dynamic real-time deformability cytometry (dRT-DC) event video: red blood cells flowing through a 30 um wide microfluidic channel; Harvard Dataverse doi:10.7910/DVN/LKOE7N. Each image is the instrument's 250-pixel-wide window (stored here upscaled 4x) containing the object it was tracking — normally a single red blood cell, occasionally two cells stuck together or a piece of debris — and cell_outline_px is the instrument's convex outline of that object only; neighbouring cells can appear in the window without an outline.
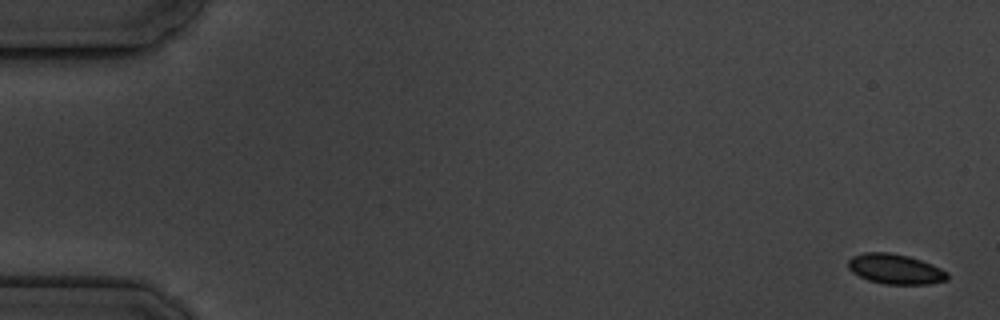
{"species": "common noctule bat (a hibernating species)", "species_latin": "Nyctalus noctula", "temperature_condition": "cold", "stored_images_in_passage": 6, "camera_frame_rate_fps": 3000, "um_per_image_px": 0.085, "animal": {"sex": "male", "body_mass_g": 19.5, "forearm_length_mm": 54.6}, "frame": {"image": 1, "passage_image": 1, "time_ms": 0.0, "image_size_px": [1000, 320], "cell_outline_px": [[948, 280], [928, 284], [884, 284], [868, 280], [852, 272], [848, 268], [848, 260], [852, 256], [864, 252], [888, 252], [908, 256], [932, 264], [948, 272]], "centroid_in_image_um": [76.09, 22.87], "position_along_channel_um": 8.9, "area_um2": 17.4}}
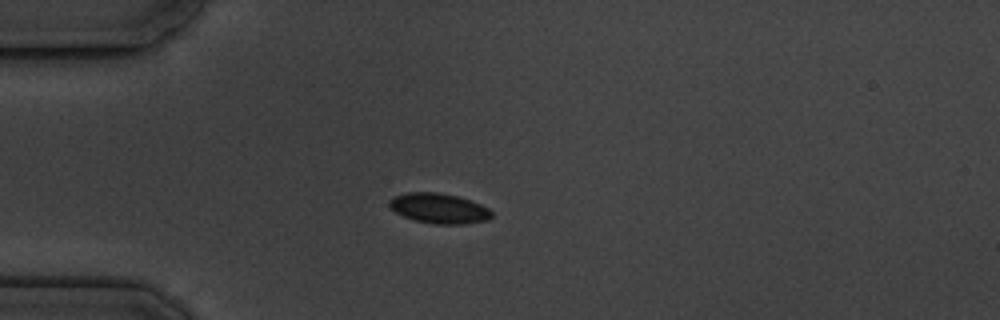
{"frame": {"image": 2, "passage_image": 5, "time_ms": 4.667, "image_size_px": [1000, 320], "cell_outline_px": [[492, 216], [488, 220], [468, 224], [432, 224], [416, 220], [404, 216], [388, 208], [388, 200], [392, 196], [408, 192], [436, 192], [456, 196], [480, 204], [488, 208], [492, 212]], "centroid_in_image_um": [37.28, 17.71], "position_along_channel_um": 47.7, "area_um2": 18.03}}
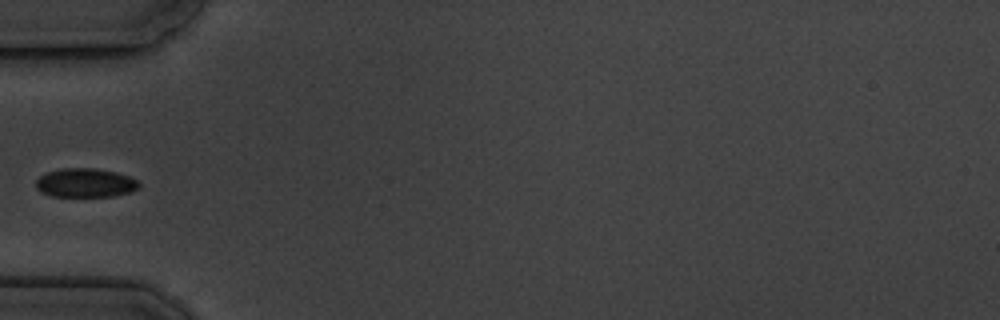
{"frame": {"image": 3, "passage_image": 6, "time_ms": 6.0, "image_size_px": [1000, 320], "cell_outline_px": [[140, 188], [132, 192], [112, 196], [52, 196], [40, 192], [36, 188], [36, 180], [40, 176], [48, 172], [60, 168], [96, 168], [116, 172], [128, 176], [136, 180], [140, 184]], "centroid_in_image_um": [7.26, 15.54], "position_along_channel_um": 77.7, "area_um2": 17.46}}